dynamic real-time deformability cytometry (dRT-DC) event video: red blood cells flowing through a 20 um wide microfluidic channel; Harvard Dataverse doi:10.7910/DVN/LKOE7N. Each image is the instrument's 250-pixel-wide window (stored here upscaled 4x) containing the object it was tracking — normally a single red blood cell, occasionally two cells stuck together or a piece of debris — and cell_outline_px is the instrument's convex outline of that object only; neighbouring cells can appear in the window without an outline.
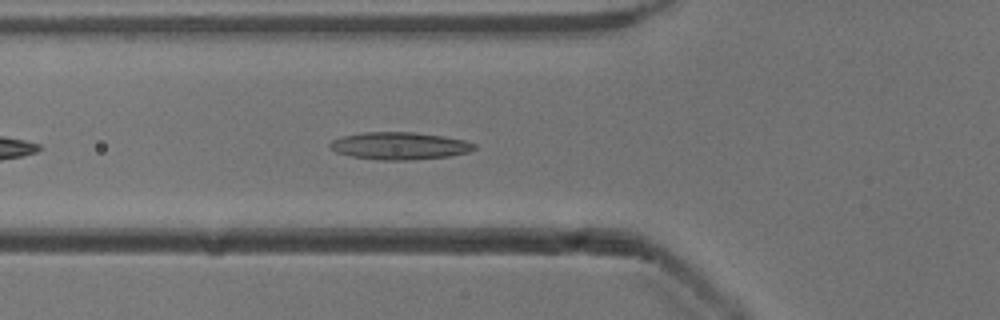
{"species": "common noctule bat (a hibernating species)", "species_latin": "Nyctalus noctula", "temperature_condition": "cold", "stored_images_in_passage": 20, "camera_frame_rate_fps": 3000, "um_per_image_px": 0.085, "animal": {"sex": "male", "body_mass_g": 13.3}, "frame": {"image": 1, "passage_image": 6, "time_ms": 1.667, "image_size_px": [1000, 320], "cell_outline_px": [[476, 148], [468, 152], [448, 156], [408, 160], [380, 160], [352, 156], [336, 152], [328, 148], [328, 144], [332, 140], [340, 136], [364, 132], [412, 132], [440, 136], [464, 140], [476, 144]], "centroid_in_image_um": [33.9, 12.39], "position_along_channel_um": 91.9, "area_um2": 22.95}}
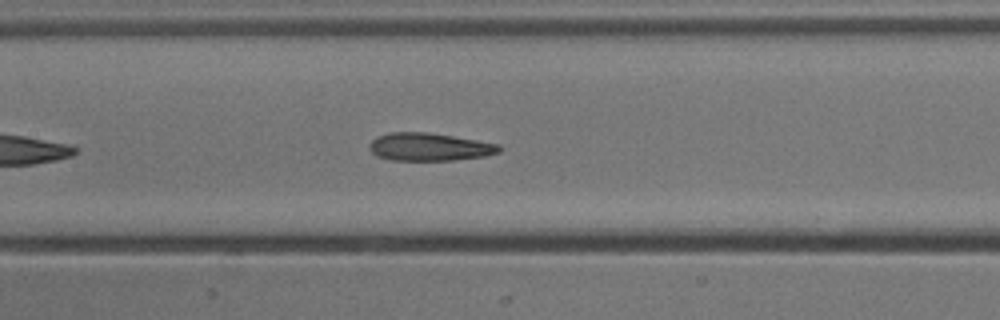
{"frame": {"image": 2, "passage_image": 12, "time_ms": 3.667, "image_size_px": [1000, 320], "cell_outline_px": [[500, 152], [484, 156], [456, 160], [388, 160], [376, 156], [368, 148], [368, 144], [376, 136], [388, 132], [428, 132], [500, 144]], "centroid_in_image_um": [36.44, 12.48], "position_along_channel_um": 171.0, "area_um2": 21.21}}
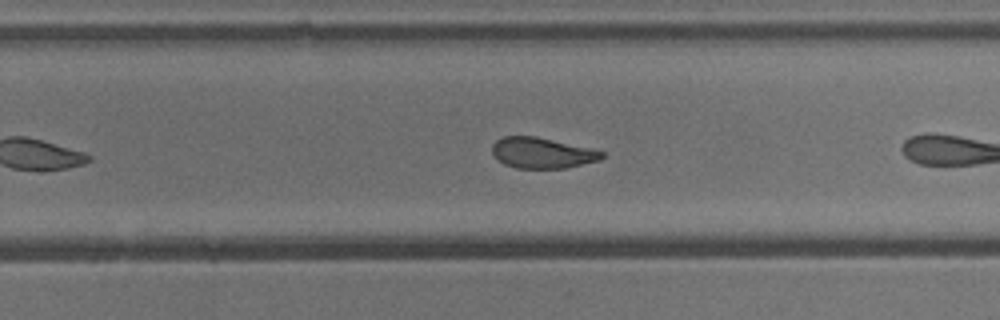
{"frame": {"image": 3, "passage_image": 18, "time_ms": 5.667, "image_size_px": [1000, 320], "cell_outline_px": [[604, 156], [600, 160], [564, 168], [516, 168], [504, 164], [496, 160], [492, 152], [492, 144], [496, 140], [504, 136], [536, 136], [588, 148], [604, 152]], "centroid_in_image_um": [46.02, 13.0], "position_along_channel_um": 283.8, "area_um2": 19.54}}